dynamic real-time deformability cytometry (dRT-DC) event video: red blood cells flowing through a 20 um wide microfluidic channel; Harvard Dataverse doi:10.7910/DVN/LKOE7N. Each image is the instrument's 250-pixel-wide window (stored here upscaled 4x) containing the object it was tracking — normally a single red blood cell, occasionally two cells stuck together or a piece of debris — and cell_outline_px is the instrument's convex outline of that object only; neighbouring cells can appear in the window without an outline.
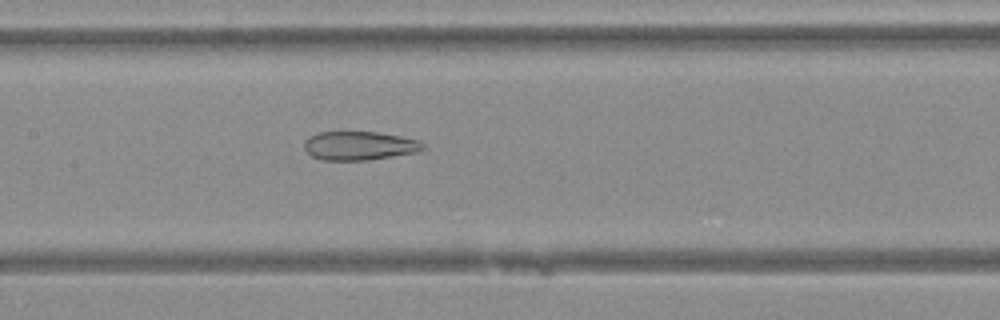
{"species": "Egyptian fruit bat (a non-hibernating species)", "species_latin": "Rousettus aegyptiacus", "temperature_condition": "warm", "stored_images_in_passage": 49, "camera_frame_rate_fps": 3000, "um_per_image_px": 0.085, "animal": {"sex": "female"}, "frame": {"image": 1, "passage_image": 24, "time_ms": 7.667, "image_size_px": [1000, 320], "cell_outline_px": [[424, 148], [416, 152], [368, 160], [324, 160], [312, 156], [304, 148], [304, 140], [316, 132], [376, 132], [400, 136], [420, 140], [424, 144]], "centroid_in_image_um": [30.53, 12.38], "position_along_channel_um": 176.9, "area_um2": 19.83}}
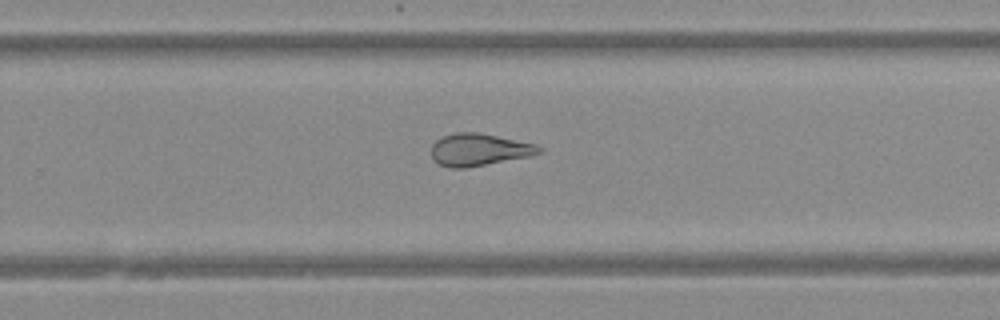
{"frame": {"image": 2, "passage_image": 32, "time_ms": 10.333, "image_size_px": [1000, 320], "cell_outline_px": [[544, 152], [532, 156], [464, 168], [448, 168], [432, 160], [432, 144], [436, 140], [444, 136], [456, 132], [480, 132], [536, 144], [544, 148]], "centroid_in_image_um": [40.75, 12.72], "position_along_channel_um": 289.0, "area_um2": 20.46}}
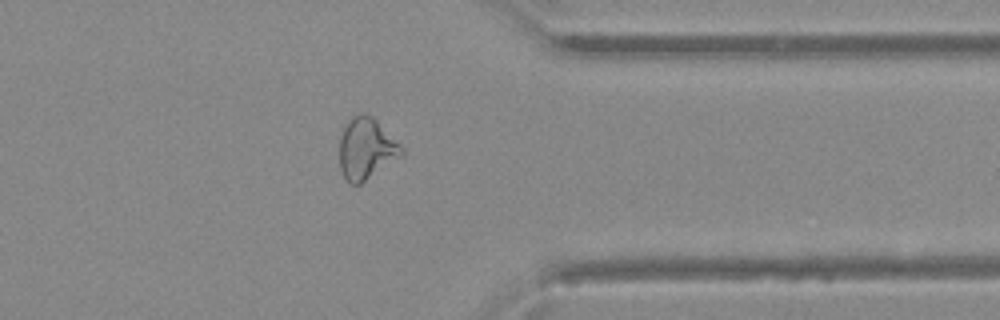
{"frame": {"image": 3, "passage_image": 39, "time_ms": 12.667, "image_size_px": [1000, 320], "cell_outline_px": [[404, 152], [360, 184], [352, 184], [344, 176], [340, 168], [340, 140], [344, 124], [352, 116], [360, 112], [364, 112], [372, 116], [404, 148]], "centroid_in_image_um": [31.09, 12.58], "position_along_channel_um": 380.3, "area_um2": 21.73}}